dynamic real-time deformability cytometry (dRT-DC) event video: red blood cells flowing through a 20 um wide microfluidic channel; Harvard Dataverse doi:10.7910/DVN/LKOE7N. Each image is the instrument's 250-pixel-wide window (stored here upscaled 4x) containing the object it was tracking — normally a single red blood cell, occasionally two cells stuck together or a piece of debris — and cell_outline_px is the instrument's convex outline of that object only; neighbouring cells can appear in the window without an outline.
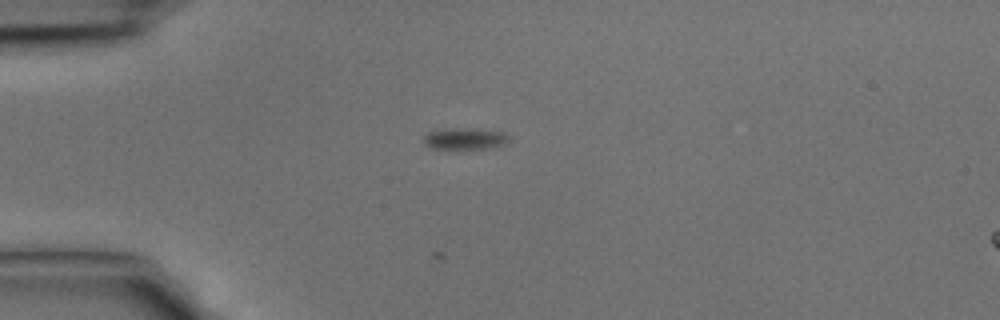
{"species": "common noctule bat (a hibernating species)", "species_latin": "Nyctalus noctula", "temperature_condition": "cold", "stored_images_in_passage": 26, "camera_frame_rate_fps": 3000, "um_per_image_px": 0.085, "animal": {"sex": "male", "body_mass_g": 15.6}, "frame": {"image": 1, "passage_image": 2, "time_ms": 0.333, "image_size_px": [1000, 320], "cell_outline_px": [[508, 140], [504, 144], [492, 148], [428, 148], [424, 144], [424, 136], [428, 132], [452, 128], [504, 132], [508, 136]], "centroid_in_image_um": [39.48, 11.8], "position_along_channel_um": 45.5, "area_um2": 10.29}}